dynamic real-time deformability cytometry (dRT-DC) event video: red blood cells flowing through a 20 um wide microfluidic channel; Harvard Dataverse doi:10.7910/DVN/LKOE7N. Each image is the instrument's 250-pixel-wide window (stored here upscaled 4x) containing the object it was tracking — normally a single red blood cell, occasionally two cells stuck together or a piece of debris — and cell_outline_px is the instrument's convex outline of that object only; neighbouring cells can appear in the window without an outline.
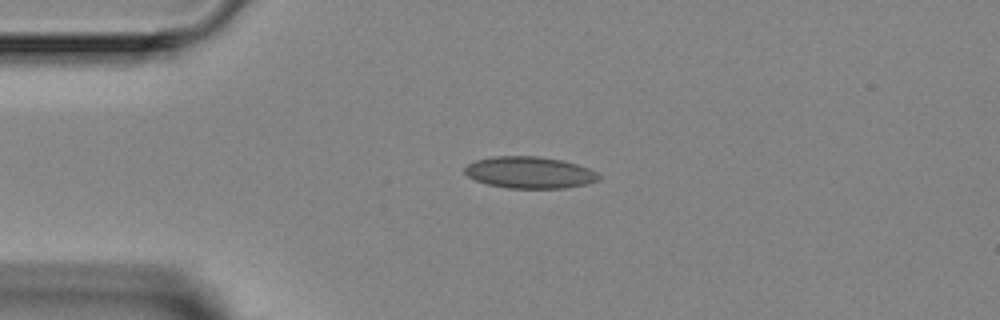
{"species": "Egyptian fruit bat (a non-hibernating species)", "species_latin": "Rousettus aegyptiacus", "temperature_condition": "room temperature", "stored_images_in_passage": 4, "camera_frame_rate_fps": 3000, "um_per_image_px": 0.085, "animal": {"sex": "female"}, "frame": {"image": 1, "passage_image": 3, "time_ms": 2.333, "image_size_px": [1000, 320], "cell_outline_px": [[600, 180], [588, 184], [564, 188], [508, 188], [488, 184], [476, 180], [468, 176], [464, 172], [464, 168], [468, 164], [476, 160], [492, 156], [540, 156], [560, 160], [576, 164], [588, 168], [596, 172], [600, 176]], "centroid_in_image_um": [45.02, 14.66], "position_along_channel_um": 40.0, "area_um2": 24.74}}